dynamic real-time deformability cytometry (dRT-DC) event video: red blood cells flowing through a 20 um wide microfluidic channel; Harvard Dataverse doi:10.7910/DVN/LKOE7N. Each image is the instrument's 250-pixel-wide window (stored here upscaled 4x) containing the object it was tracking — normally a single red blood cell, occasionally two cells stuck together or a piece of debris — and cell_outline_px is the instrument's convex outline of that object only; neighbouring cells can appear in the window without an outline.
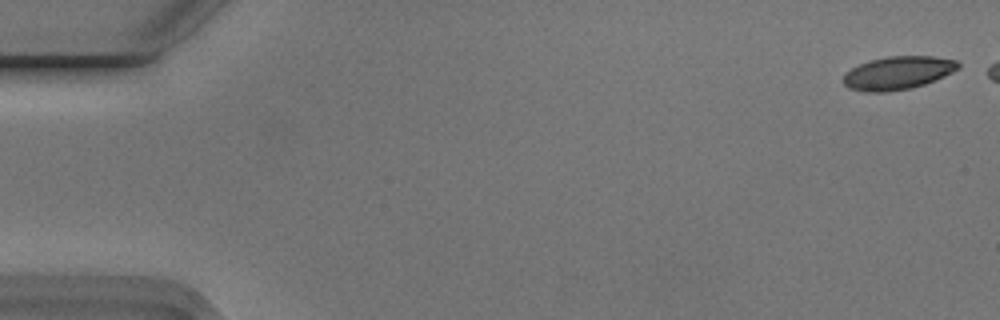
{"species": "Egyptian fruit bat (a non-hibernating species)", "species_latin": "Rousettus aegyptiacus", "temperature_condition": "cold", "stored_images_in_passage": 48, "camera_frame_rate_fps": 3000, "um_per_image_px": 0.085, "animal": {"sex": "male"}, "frame": {"image": 1, "passage_image": 2, "time_ms": 0.333, "image_size_px": [1000, 320], "cell_outline_px": [[960, 68], [944, 76], [924, 84], [912, 88], [888, 92], [864, 92], [848, 88], [844, 84], [844, 76], [852, 68], [860, 64], [872, 60], [888, 56], [932, 56], [956, 60], [960, 64]], "centroid_in_image_um": [76.34, 6.21], "position_along_channel_um": 8.7, "area_um2": 22.08}}
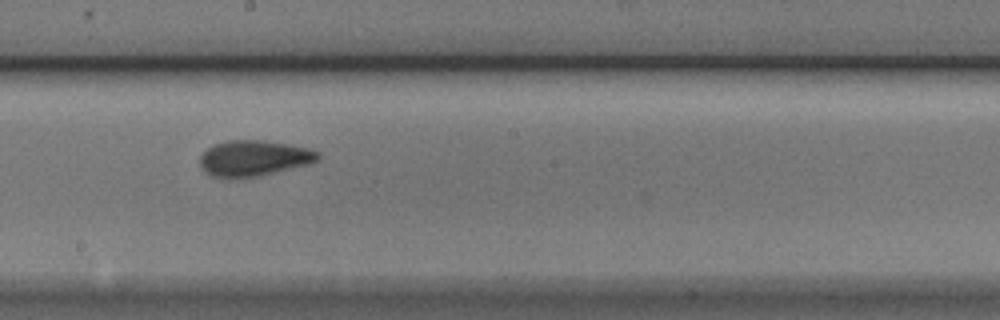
{"frame": {"image": 2, "passage_image": 31, "time_ms": 10.0, "image_size_px": [1000, 320], "cell_outline_px": [[320, 156], [316, 160], [308, 164], [260, 176], [208, 176], [200, 168], [200, 156], [212, 144], [228, 140], [264, 140], [308, 148], [320, 152]], "centroid_in_image_um": [21.55, 13.43], "position_along_channel_um": 226.7, "area_um2": 24.33}}
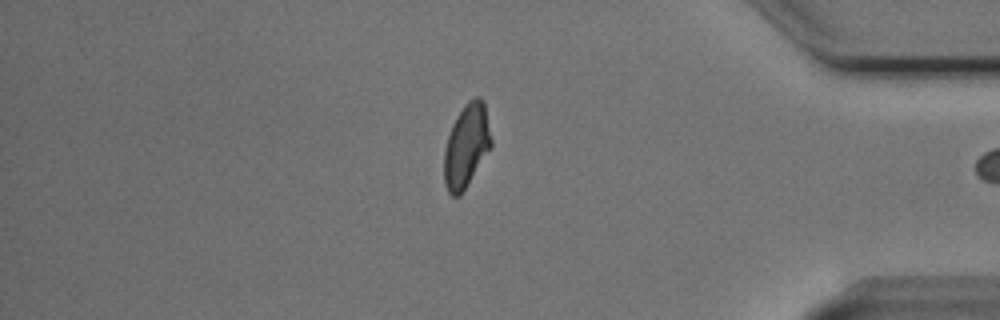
{"frame": {"image": 3, "passage_image": 47, "time_ms": 15.333, "image_size_px": [1000, 320], "cell_outline_px": [[492, 148], [460, 196], [452, 196], [448, 192], [444, 184], [444, 148], [452, 124], [456, 116], [464, 104], [468, 100], [476, 96], [480, 96], [484, 100], [492, 140]], "centroid_in_image_um": [39.66, 12.38], "position_along_channel_um": 395.5, "area_um2": 23.29}}